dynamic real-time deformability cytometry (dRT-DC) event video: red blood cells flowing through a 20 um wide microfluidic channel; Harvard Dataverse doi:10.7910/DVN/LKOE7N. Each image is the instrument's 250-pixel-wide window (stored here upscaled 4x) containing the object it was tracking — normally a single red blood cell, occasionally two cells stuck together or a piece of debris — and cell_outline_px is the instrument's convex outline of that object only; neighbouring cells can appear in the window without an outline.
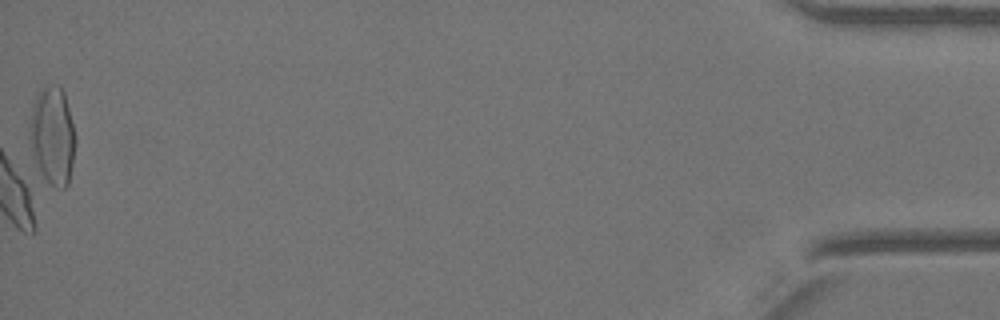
{"species": "Egyptian fruit bat (a non-hibernating species)", "species_latin": "Rousettus aegyptiacus", "temperature_condition": "warm", "stored_images_in_passage": 45, "camera_frame_rate_fps": 3000, "um_per_image_px": 0.085, "animal": {"sex": "female"}, "frame": {"image": 1, "passage_image": 45, "time_ms": 14.667, "image_size_px": [1000, 320], "cell_outline_px": [[76, 144], [68, 184], [64, 188], [56, 188], [44, 180], [36, 164], [28, 132], [32, 108], [36, 96], [44, 88], [56, 84], [60, 84], [64, 92], [76, 136]], "centroid_in_image_um": [4.48, 11.56], "position_along_channel_um": 430.7, "area_um2": 26.13}}